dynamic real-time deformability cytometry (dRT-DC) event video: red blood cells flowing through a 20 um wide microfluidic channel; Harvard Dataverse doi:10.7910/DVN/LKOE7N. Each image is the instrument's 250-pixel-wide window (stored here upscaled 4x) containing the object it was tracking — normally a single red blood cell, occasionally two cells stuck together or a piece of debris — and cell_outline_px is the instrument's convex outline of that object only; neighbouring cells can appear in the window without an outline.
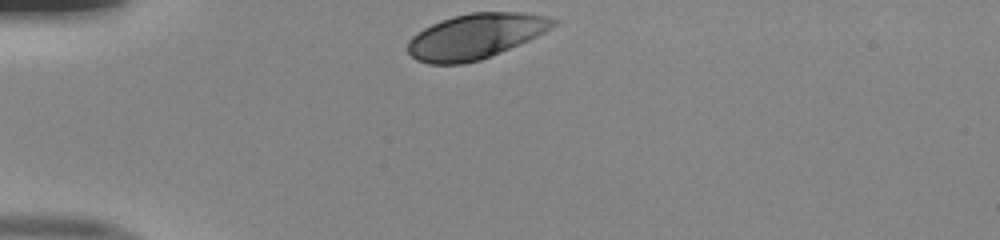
{"species": "human", "species_latin": "Homo sapiens", "temperature_condition": "room temperature", "stored_images_in_passage": 30, "camera_frame_rate_fps": 3000, "um_per_image_px": 0.085, "donor": {"sex": "male"}, "frame": {"image": 1, "passage_image": 1, "time_ms": 0.0, "image_size_px": [1000, 240], "cell_outline_px": [[560, 20], [556, 24], [544, 32], [520, 44], [480, 60], [464, 64], [428, 64], [416, 60], [408, 52], [408, 40], [412, 36], [424, 28], [440, 20], [452, 16], [472, 12], [524, 12], [548, 16]], "centroid_in_image_um": [40.42, 3.07], "position_along_channel_um": 44.6, "area_um2": 38.38}}
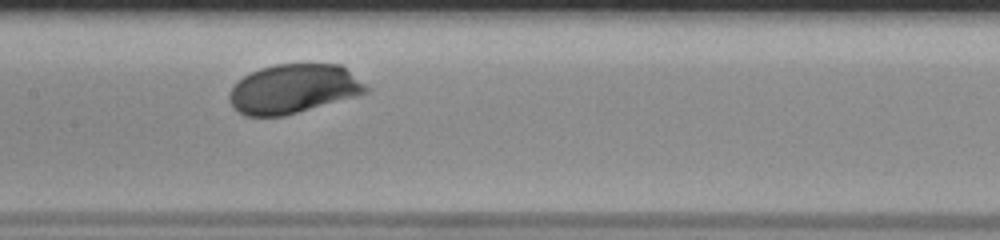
{"frame": {"image": 2, "passage_image": 14, "time_ms": 4.333, "image_size_px": [1000, 240], "cell_outline_px": [[372, 88], [368, 92], [356, 96], [284, 116], [244, 116], [228, 100], [228, 96], [236, 80], [260, 68], [276, 64], [340, 64]], "centroid_in_image_um": [24.96, 7.55], "position_along_channel_um": 182.4, "area_um2": 39.19}}
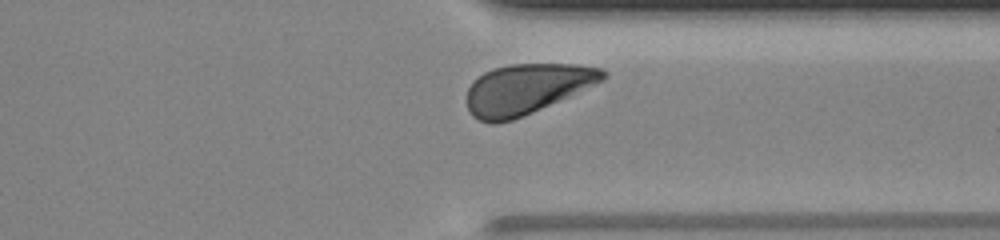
{"frame": {"image": 3, "passage_image": 28, "time_ms": 9.0, "image_size_px": [1000, 240], "cell_outline_px": [[608, 76], [604, 80], [532, 112], [512, 120], [496, 124], [492, 124], [480, 120], [472, 116], [464, 100], [468, 88], [484, 72], [492, 68], [512, 64], [576, 64], [600, 68], [608, 72]], "centroid_in_image_um": [44.73, 7.56], "position_along_channel_um": 366.7, "area_um2": 39.65}, "authors_computed_cell_mechanics": {"area_um2": 39.2173, "velocity_mm_per_s": 3.9395, "shape_relaxation_time_tau1_ms": 1.8409, "shape_relaxation_time_tau2_ms": null, "deformation_change_tau1": 0.1246, "deformation_change_tau2": null}}